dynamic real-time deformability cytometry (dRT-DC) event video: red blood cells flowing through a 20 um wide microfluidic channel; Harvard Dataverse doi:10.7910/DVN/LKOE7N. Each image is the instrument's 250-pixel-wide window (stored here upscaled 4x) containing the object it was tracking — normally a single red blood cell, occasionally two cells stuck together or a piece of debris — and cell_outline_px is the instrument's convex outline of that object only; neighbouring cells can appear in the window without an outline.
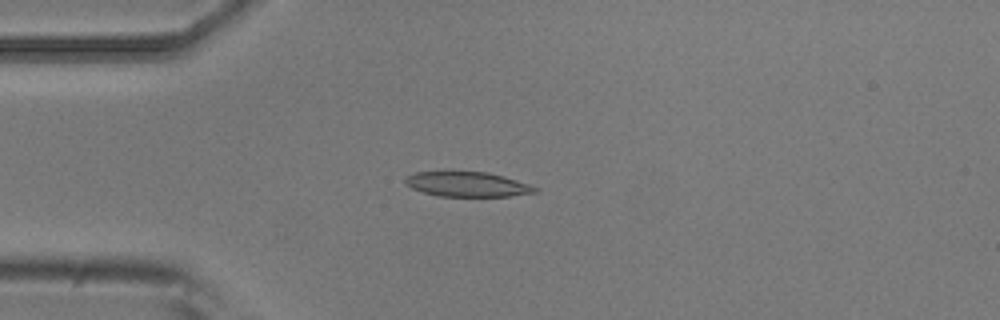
{"species": "common noctule bat (a hibernating species)", "species_latin": "Nyctalus noctula", "temperature_condition": "room temperature", "stored_images_in_passage": 6, "camera_frame_rate_fps": 3000, "um_per_image_px": 0.085, "animal": {"sex": "male", "body_mass_g": 20.5, "forearm_length_mm": 52.5}, "frame": {"image": 1, "passage_image": 3, "time_ms": 0.667, "image_size_px": [1000, 320], "cell_outline_px": [[540, 192], [508, 196], [436, 196], [412, 188], [404, 184], [404, 176], [416, 172], [488, 172], [504, 176], [540, 188]], "centroid_in_image_um": [39.72, 15.67], "position_along_channel_um": 45.3, "area_um2": 18.84}}
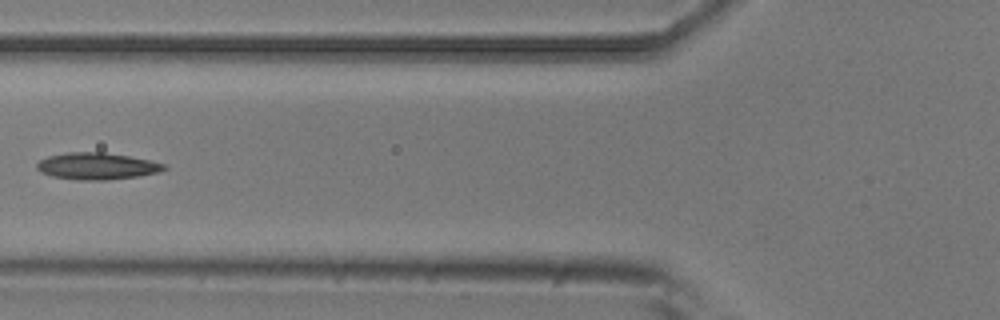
{"frame": {"image": 2, "passage_image": 5, "time_ms": 1.333, "image_size_px": [1000, 320], "cell_outline_px": [[168, 168], [156, 172], [136, 176], [104, 180], [80, 180], [52, 176], [40, 172], [36, 168], [36, 164], [40, 160], [48, 156], [64, 152], [104, 152], [128, 156], [148, 160], [164, 164]], "centroid_in_image_um": [8.17, 14.11], "position_along_channel_um": 117.6, "area_um2": 19.65}}
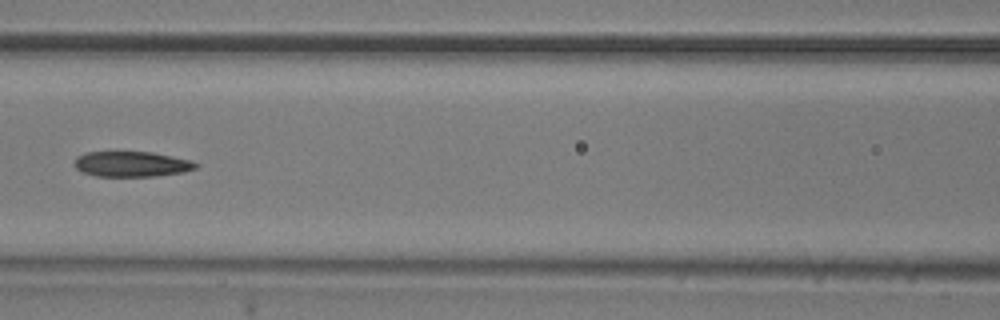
{"frame": {"image": 3, "passage_image": 6, "time_ms": 1.667, "image_size_px": [1000, 320], "cell_outline_px": [[200, 164], [196, 168], [184, 172], [156, 176], [96, 176], [84, 172], [76, 168], [76, 156], [88, 152], [152, 152], [192, 160]], "centroid_in_image_um": [11.25, 13.94], "position_along_channel_um": 155.4, "area_um2": 17.86}}